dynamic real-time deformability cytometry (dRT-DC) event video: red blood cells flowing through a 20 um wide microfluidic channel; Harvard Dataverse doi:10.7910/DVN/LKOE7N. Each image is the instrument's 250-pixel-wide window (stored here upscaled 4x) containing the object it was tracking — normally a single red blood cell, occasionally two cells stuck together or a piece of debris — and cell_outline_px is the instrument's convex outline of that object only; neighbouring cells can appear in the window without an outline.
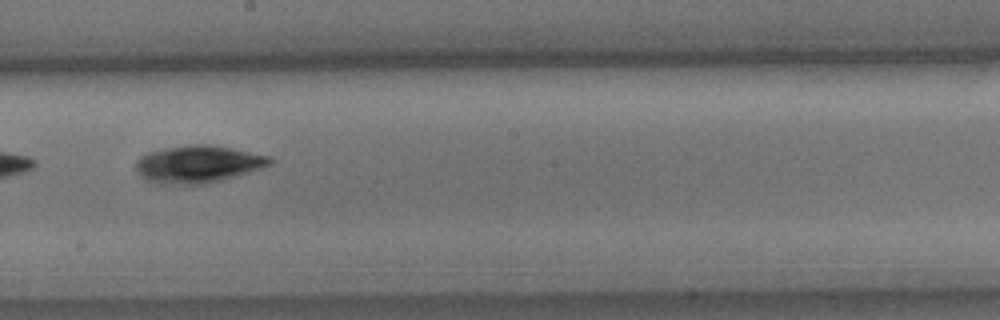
{"species": "common noctule bat (a hibernating species)", "species_latin": "Nyctalus noctula", "temperature_condition": "cold", "stored_images_in_passage": 14, "camera_frame_rate_fps": 3000, "um_per_image_px": 0.085, "animal": {"sex": "male", "body_mass_g": 15.6}, "frame": {"image": 1, "passage_image": 8, "time_ms": 9.333, "image_size_px": [1000, 320], "cell_outline_px": [[272, 160], [268, 164], [260, 168], [208, 184], [152, 184], [144, 180], [136, 172], [136, 160], [140, 156], [148, 152], [164, 148], [188, 144], [208, 144], [272, 156]], "centroid_in_image_um": [16.74, 13.96], "position_along_channel_um": 231.5, "area_um2": 29.25}}
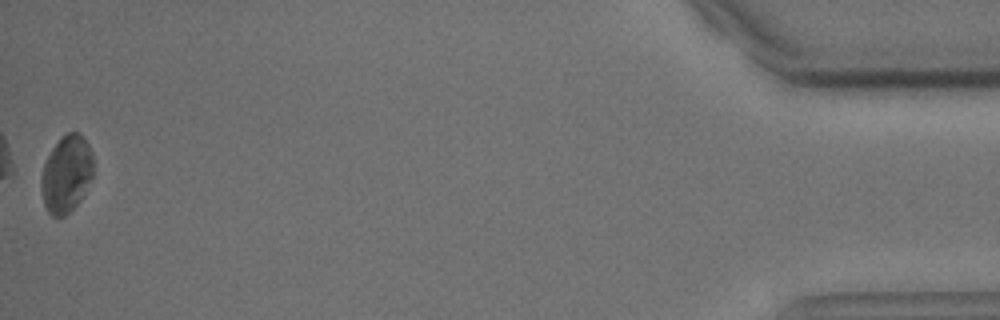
{"frame": {"image": 2, "passage_image": 14, "time_ms": 17.0, "image_size_px": [1000, 320], "cell_outline_px": [[92, 176], [80, 200], [64, 216], [52, 216], [48, 212], [44, 204], [40, 188], [40, 176], [44, 164], [52, 148], [68, 132], [80, 132], [88, 144], [92, 152]], "centroid_in_image_um": [5.62, 14.79], "position_along_channel_um": 429.6, "area_um2": 23.12}, "authors_computed_cell_mechanics": {"area_um2": 27.9752, "velocity_mm_per_s": 3.6912, "shape_relaxation_time_tau1_ms": 0.6146, "shape_relaxation_time_tau2_ms": 4.5555, "deformation_change_tau1": 0.0289, "deformation_change_tau2": 0.0913}}